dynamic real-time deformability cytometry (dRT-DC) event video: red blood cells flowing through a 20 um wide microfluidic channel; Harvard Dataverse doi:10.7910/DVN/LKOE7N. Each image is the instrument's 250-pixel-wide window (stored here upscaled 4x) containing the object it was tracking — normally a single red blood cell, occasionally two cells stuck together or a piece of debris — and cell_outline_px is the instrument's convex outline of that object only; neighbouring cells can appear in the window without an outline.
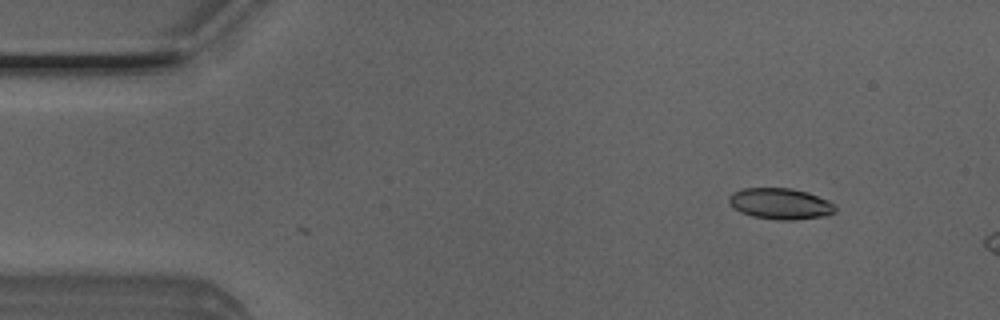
{"species": "Egyptian fruit bat (a non-hibernating species)", "species_latin": "Rousettus aegyptiacus", "temperature_condition": "room temperature", "stored_images_in_passage": 6, "camera_frame_rate_fps": 3000, "um_per_image_px": 0.085, "animal": {"sex": "male"}, "frame": {"image": 1, "passage_image": 6, "time_ms": 1.667, "image_size_px": [1000, 320], "cell_outline_px": [[836, 212], [824, 216], [796, 220], [776, 220], [752, 216], [740, 212], [728, 200], [728, 196], [732, 192], [744, 188], [792, 188], [808, 192], [828, 200], [836, 204]], "centroid_in_image_um": [66.36, 17.31], "position_along_channel_um": 18.6, "area_um2": 19.42}}